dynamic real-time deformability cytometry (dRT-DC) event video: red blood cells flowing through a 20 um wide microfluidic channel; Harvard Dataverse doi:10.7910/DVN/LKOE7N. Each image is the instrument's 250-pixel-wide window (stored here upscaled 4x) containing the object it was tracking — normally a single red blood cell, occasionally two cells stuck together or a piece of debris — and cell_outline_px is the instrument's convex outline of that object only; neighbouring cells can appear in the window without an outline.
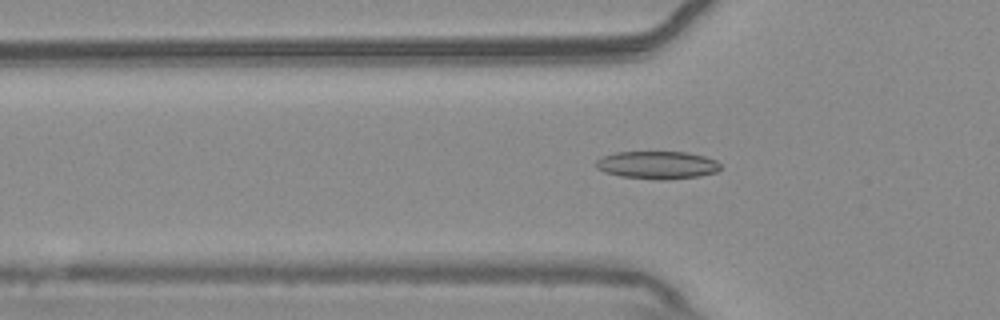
{"species": "common noctule bat (a hibernating species)", "species_latin": "Nyctalus noctula", "temperature_condition": "warm", "stored_images_in_passage": 39, "camera_frame_rate_fps": 3000, "um_per_image_px": 0.085, "animal": {"sex": "male", "body_mass_g": 20.4}, "frame": {"image": 1, "passage_image": 3, "time_ms": 0.667, "image_size_px": [1000, 320], "cell_outline_px": [[720, 168], [716, 172], [700, 176], [664, 180], [656, 180], [620, 176], [604, 172], [596, 168], [596, 160], [600, 156], [616, 152], [684, 152], [704, 156], [716, 160], [720, 164]], "centroid_in_image_um": [55.84, 14.03], "position_along_channel_um": 70.0, "area_um2": 20.29}}
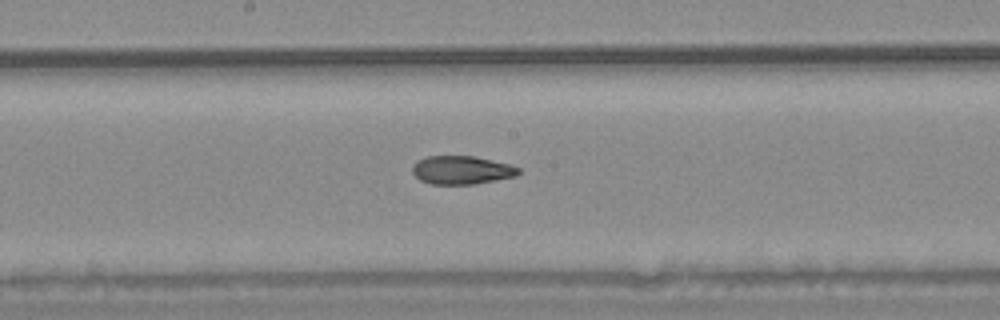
{"frame": {"image": 2, "passage_image": 14, "time_ms": 4.333, "image_size_px": [1000, 320], "cell_outline_px": [[520, 172], [516, 176], [496, 180], [472, 184], [432, 184], [420, 180], [412, 172], [412, 164], [416, 160], [428, 156], [472, 156], [508, 164], [520, 168]], "centroid_in_image_um": [39.2, 14.45], "position_along_channel_um": 209.0, "area_um2": 17.46}}
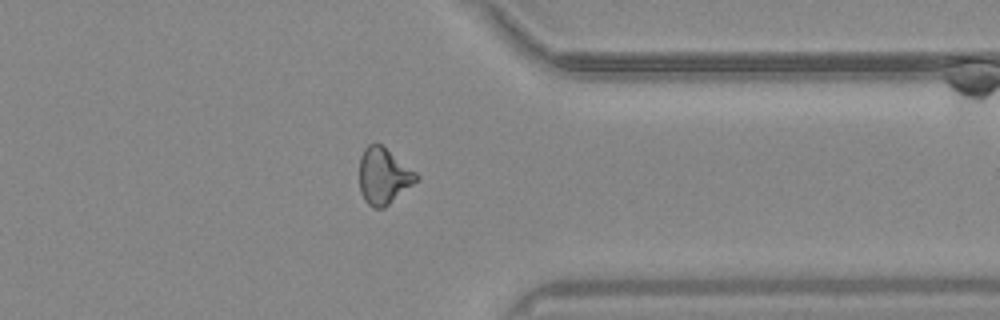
{"frame": {"image": 3, "passage_image": 28, "time_ms": 9.0, "image_size_px": [1000, 320], "cell_outline_px": [[420, 180], [384, 208], [372, 208], [364, 200], [360, 192], [360, 156], [364, 148], [368, 144], [380, 144], [416, 172], [420, 176]], "centroid_in_image_um": [32.62, 14.99], "position_along_channel_um": 378.8, "area_um2": 18.73}, "authors_computed_cell_mechanics": {"area_um2": 18.3226, "velocity_mm_per_s": 3.767, "shape_relaxation_time_tau1_ms": null, "shape_relaxation_time_tau2_ms": 2.8469, "deformation_change_tau1": null, "deformation_change_tau2": 0.0981}}